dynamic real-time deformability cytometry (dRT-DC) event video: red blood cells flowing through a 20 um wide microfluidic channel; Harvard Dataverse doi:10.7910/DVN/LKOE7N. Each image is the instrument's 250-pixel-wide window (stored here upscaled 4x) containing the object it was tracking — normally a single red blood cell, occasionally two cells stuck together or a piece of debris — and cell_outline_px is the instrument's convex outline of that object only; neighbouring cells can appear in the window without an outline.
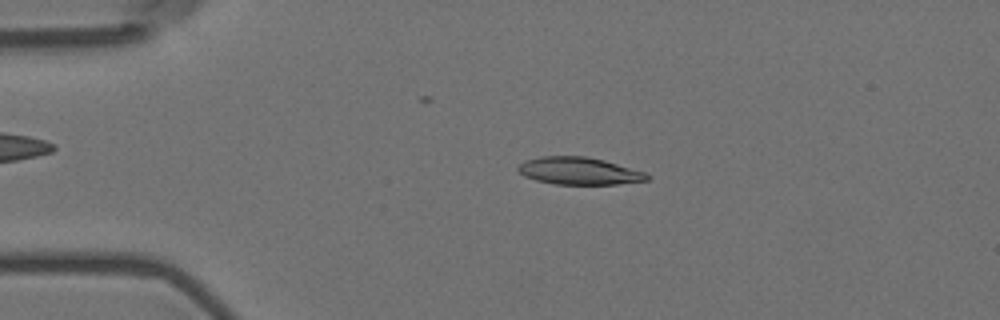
{"species": "Egyptian fruit bat (a non-hibernating species)", "species_latin": "Rousettus aegyptiacus", "temperature_condition": "room temperature", "stored_images_in_passage": 57, "camera_frame_rate_fps": 3000, "um_per_image_px": 0.085, "animal": {"sex": "female"}, "frame": {"image": 1, "passage_image": 12, "time_ms": 3.667, "image_size_px": [1000, 320], "cell_outline_px": [[648, 180], [616, 184], [556, 184], [536, 180], [524, 176], [516, 168], [524, 160], [540, 156], [584, 156], [604, 160], [644, 172], [648, 176]], "centroid_in_image_um": [49.16, 14.52], "position_along_channel_um": 35.8, "area_um2": 20.35}}
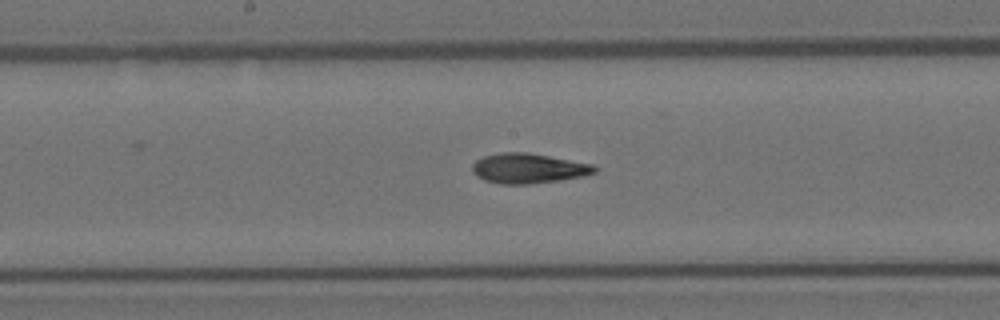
{"frame": {"image": 2, "passage_image": 29, "time_ms": 9.333, "image_size_px": [1000, 320], "cell_outline_px": [[596, 172], [584, 176], [560, 180], [528, 184], [500, 184], [484, 180], [476, 176], [472, 172], [472, 164], [476, 160], [484, 156], [500, 152], [528, 152], [592, 164], [596, 168]], "centroid_in_image_um": [44.87, 14.31], "position_along_channel_um": 203.3, "area_um2": 21.39}}
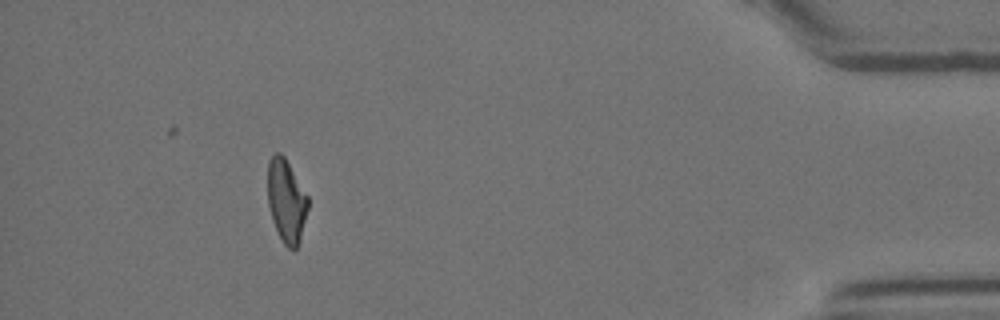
{"frame": {"image": 3, "passage_image": 51, "time_ms": 16.667, "image_size_px": [1000, 320], "cell_outline_px": [[308, 208], [300, 240], [296, 248], [288, 248], [284, 244], [272, 220], [268, 204], [268, 160], [276, 152], [280, 152], [284, 156], [308, 196]], "centroid_in_image_um": [24.34, 17.05], "position_along_channel_um": 410.9, "area_um2": 19.31}, "authors_computed_cell_mechanics": {"area_um2": 20.7502, "velocity_mm_per_s": 3.6258, "shape_relaxation_time_tau1_ms": 8.4929, "shape_relaxation_time_tau2_ms": 2.1298, "deformation_change_tau1": 0.237, "deformation_change_tau2": 0.0974}}